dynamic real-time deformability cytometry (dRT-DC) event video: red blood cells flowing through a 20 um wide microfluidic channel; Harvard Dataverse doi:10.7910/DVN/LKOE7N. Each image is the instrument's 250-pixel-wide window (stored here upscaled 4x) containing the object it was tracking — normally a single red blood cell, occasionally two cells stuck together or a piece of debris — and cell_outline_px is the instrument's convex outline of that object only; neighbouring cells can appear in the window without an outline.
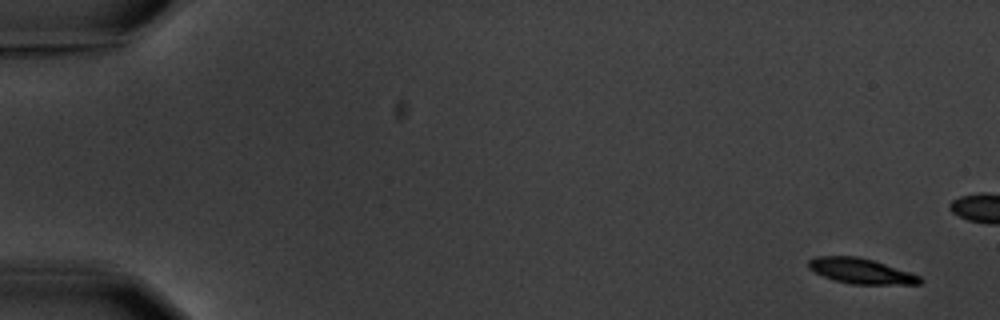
{"species": "common noctule bat (a hibernating species)", "species_latin": "Nyctalus noctula", "temperature_condition": "warm", "stored_images_in_passage": 5, "camera_frame_rate_fps": 3000, "um_per_image_px": 0.085, "animal": {"sex": "male", "body_mass_g": 20.1, "forearm_length_mm": 53.5}, "frame": {"image": 1, "passage_image": 1, "time_ms": 0.0, "image_size_px": [1000, 320], "cell_outline_px": [[924, 280], [920, 284], [852, 284], [832, 280], [808, 268], [808, 260], [816, 256], [860, 256], [920, 276]], "centroid_in_image_um": [73.15, 23.03], "position_along_channel_um": 11.8, "area_um2": 16.3}}